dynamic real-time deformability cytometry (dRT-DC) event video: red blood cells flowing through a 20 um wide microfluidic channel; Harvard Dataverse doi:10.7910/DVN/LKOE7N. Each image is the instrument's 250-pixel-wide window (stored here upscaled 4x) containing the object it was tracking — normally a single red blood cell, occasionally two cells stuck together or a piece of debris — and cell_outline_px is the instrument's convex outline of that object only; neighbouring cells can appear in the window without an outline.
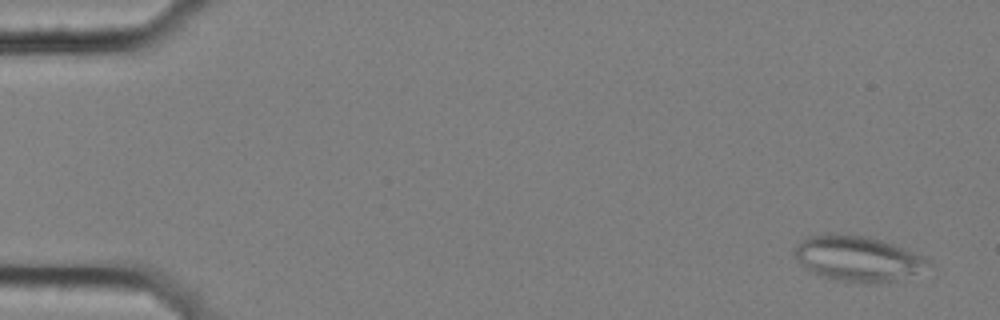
{"species": "common noctule bat (a hibernating species)", "species_latin": "Nyctalus noctula", "temperature_condition": "cold", "stored_images_in_passage": 2, "camera_frame_rate_fps": 3000, "um_per_image_px": 0.085, "animal": {"sex": "female", "body_mass_g": 25.1}, "frame": {"image": 1, "passage_image": 2, "time_ms": 0.333, "image_size_px": [1000, 320], "cell_outline_px": [[932, 264], [892, 280], [868, 284], [832, 280], [820, 276], [804, 268], [800, 264], [792, 252], [792, 248], [808, 236], [824, 232], [840, 232], [864, 236], [880, 240], [892, 244], [924, 256], [932, 260]], "centroid_in_image_um": [72.77, 21.94], "position_along_channel_um": 12.2, "area_um2": 35.37}}